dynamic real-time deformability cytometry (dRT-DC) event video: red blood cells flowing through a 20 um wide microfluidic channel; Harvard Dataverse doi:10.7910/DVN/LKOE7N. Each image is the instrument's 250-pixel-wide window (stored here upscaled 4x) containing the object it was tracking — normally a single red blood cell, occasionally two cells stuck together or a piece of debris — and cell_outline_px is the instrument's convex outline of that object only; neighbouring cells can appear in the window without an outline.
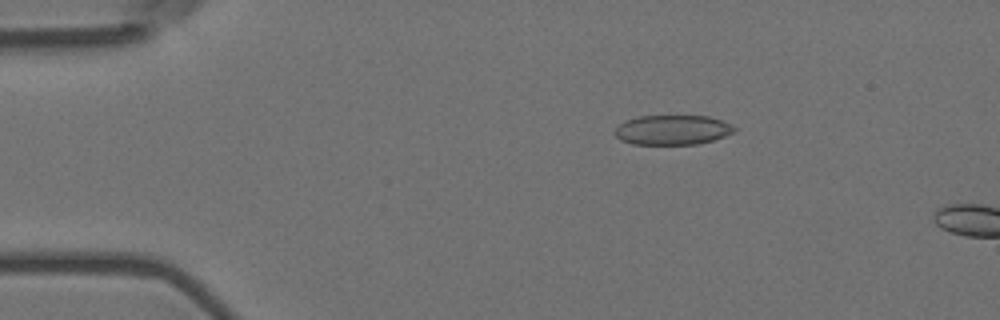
{"species": "Egyptian fruit bat (a non-hibernating species)", "species_latin": "Rousettus aegyptiacus", "temperature_condition": "room temperature", "stored_images_in_passage": 3, "camera_frame_rate_fps": 3000, "um_per_image_px": 0.085, "animal": {"sex": "female"}, "frame": {"image": 1, "passage_image": 2, "time_ms": 0.333, "image_size_px": [1000, 320], "cell_outline_px": [[736, 132], [712, 140], [696, 144], [632, 144], [620, 140], [612, 132], [624, 120], [636, 116], [708, 116], [732, 124], [736, 128]], "centroid_in_image_um": [57.13, 11.04], "position_along_channel_um": 27.9, "area_um2": 20.81}}